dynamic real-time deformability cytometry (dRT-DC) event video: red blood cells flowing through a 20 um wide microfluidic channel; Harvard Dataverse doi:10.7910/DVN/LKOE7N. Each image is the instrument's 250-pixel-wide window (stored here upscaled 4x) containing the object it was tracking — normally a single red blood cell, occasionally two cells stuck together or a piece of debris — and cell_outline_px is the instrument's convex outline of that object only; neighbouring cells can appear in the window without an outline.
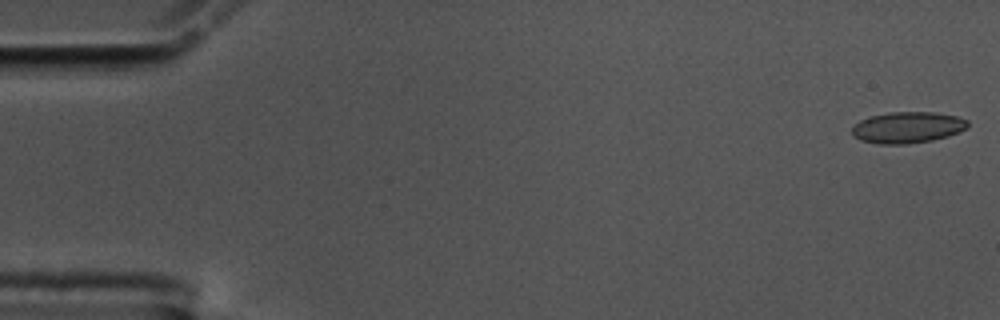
{"species": "common noctule bat (a hibernating species)", "species_latin": "Nyctalus noctula", "temperature_condition": "cold", "stored_images_in_passage": 56, "camera_frame_rate_fps": 3000, "um_per_image_px": 0.085, "animal": {"sex": "male", "body_mass_g": 17.5, "forearm_length_mm": 52.3}, "frame": {"image": 1, "passage_image": 1, "time_ms": 0.0, "image_size_px": [1000, 320], "cell_outline_px": [[968, 128], [960, 132], [948, 136], [932, 140], [908, 144], [880, 144], [860, 140], [852, 136], [852, 128], [860, 120], [872, 116], [888, 112], [936, 112], [956, 116], [968, 120]], "centroid_in_image_um": [77.16, 10.83], "position_along_channel_um": 7.8, "area_um2": 21.21}}
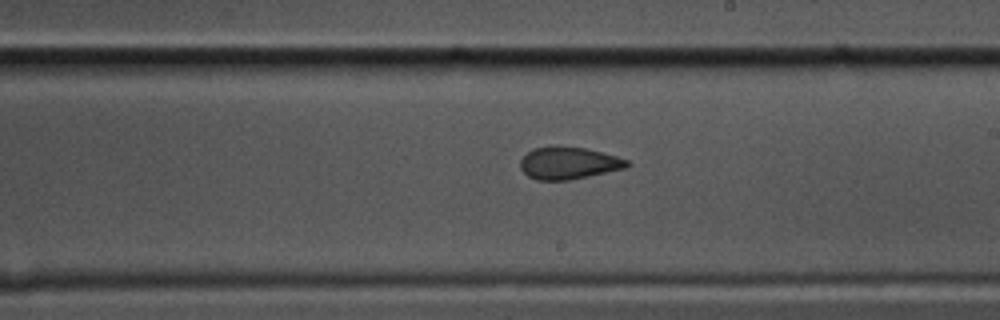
{"frame": {"image": 2, "passage_image": 32, "time_ms": 10.333, "image_size_px": [1000, 320], "cell_outline_px": [[632, 164], [628, 168], [568, 180], [536, 180], [528, 176], [520, 168], [520, 160], [532, 148], [552, 144], [556, 144], [584, 148], [616, 156], [628, 160]], "centroid_in_image_um": [48.32, 13.84], "position_along_channel_um": 240.7, "area_um2": 20.4}}
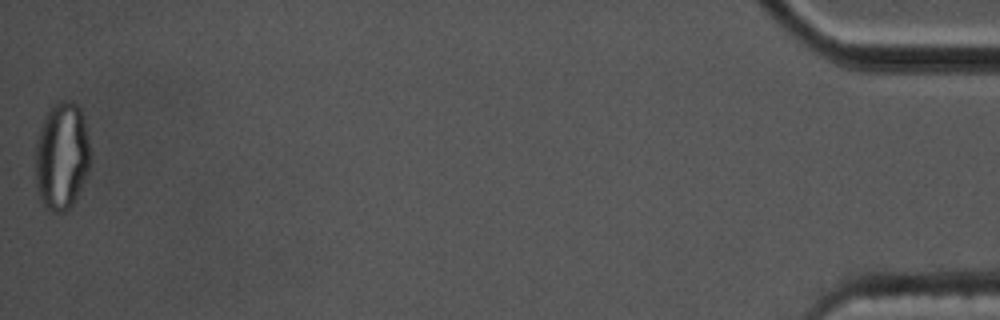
{"frame": {"image": 3, "passage_image": 56, "time_ms": 18.333, "image_size_px": [1000, 320], "cell_outline_px": [[88, 168], [80, 188], [72, 204], [64, 212], [52, 212], [44, 208], [40, 200], [36, 188], [36, 140], [44, 116], [48, 108], [52, 104], [60, 100], [72, 100], [80, 108], [84, 124], [88, 144]], "centroid_in_image_um": [5.19, 13.25], "position_along_channel_um": 430.0, "area_um2": 34.16}, "authors_computed_cell_mechanics": {"area_um2": 20.6057, "velocity_mm_per_s": 3.5739, "shape_relaxation_time_tau1_ms": null, "shape_relaxation_time_tau2_ms": 1.7864, "deformation_change_tau1": null, "deformation_change_tau2": 0.0847}}